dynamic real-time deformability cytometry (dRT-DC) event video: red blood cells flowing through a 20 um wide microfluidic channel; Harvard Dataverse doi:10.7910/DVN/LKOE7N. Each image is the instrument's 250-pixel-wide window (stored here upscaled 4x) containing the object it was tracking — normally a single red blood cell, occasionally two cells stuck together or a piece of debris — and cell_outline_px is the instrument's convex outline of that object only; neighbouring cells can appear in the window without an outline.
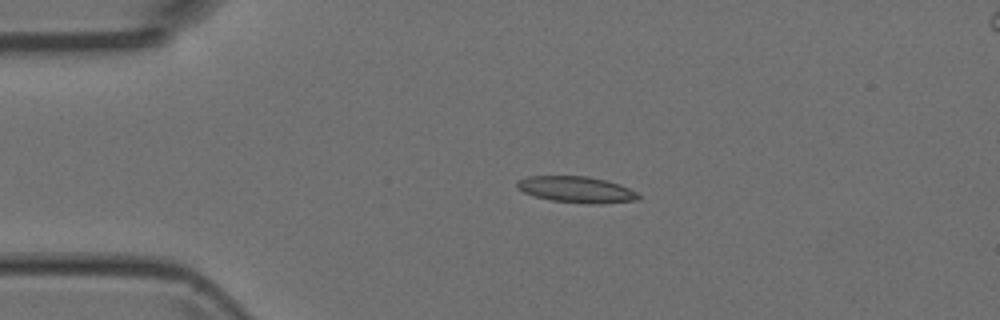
{"species": "Egyptian fruit bat (a non-hibernating species)", "species_latin": "Rousettus aegyptiacus", "temperature_condition": "room temperature", "stored_images_in_passage": 6, "camera_frame_rate_fps": 3000, "um_per_image_px": 0.085, "animal": {"sex": "female"}, "frame": {"image": 1, "passage_image": 4, "time_ms": 1.0, "image_size_px": [1000, 320], "cell_outline_px": [[640, 200], [592, 204], [588, 204], [552, 200], [532, 196], [516, 188], [516, 184], [520, 180], [528, 176], [588, 176], [620, 184], [636, 192], [640, 196]], "centroid_in_image_um": [48.99, 16.11], "position_along_channel_um": 36.0, "area_um2": 18.5}}